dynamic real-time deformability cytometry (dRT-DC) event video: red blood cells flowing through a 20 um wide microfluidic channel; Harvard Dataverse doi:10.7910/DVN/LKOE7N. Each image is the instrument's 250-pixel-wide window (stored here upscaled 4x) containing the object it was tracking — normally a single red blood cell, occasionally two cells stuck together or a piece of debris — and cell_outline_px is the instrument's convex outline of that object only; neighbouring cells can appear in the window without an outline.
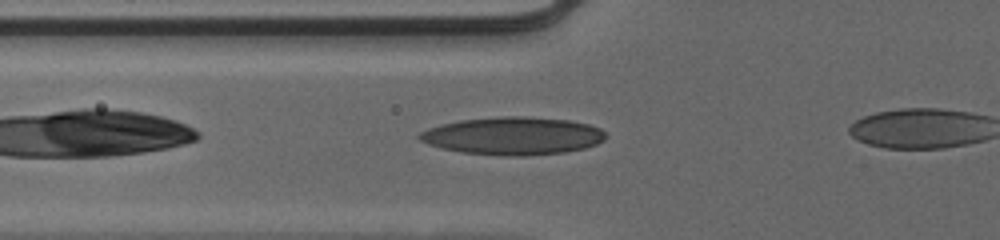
{"species": "human", "species_latin": "Homo sapiens", "temperature_condition": "cold", "stored_images_in_passage": 32, "camera_frame_rate_fps": 3000, "um_per_image_px": 0.085, "donor": {"sex": "male"}, "frame": {"image": 1, "passage_image": 6, "time_ms": 1.667, "image_size_px": [1000, 240], "cell_outline_px": [[608, 136], [604, 140], [596, 144], [584, 148], [564, 152], [524, 156], [504, 156], [460, 152], [428, 144], [420, 140], [416, 136], [420, 132], [428, 128], [440, 124], [460, 120], [504, 116], [524, 116], [568, 120], [588, 124], [600, 128]], "centroid_in_image_um": [43.59, 11.55], "position_along_channel_um": 82.2, "area_um2": 41.04}}
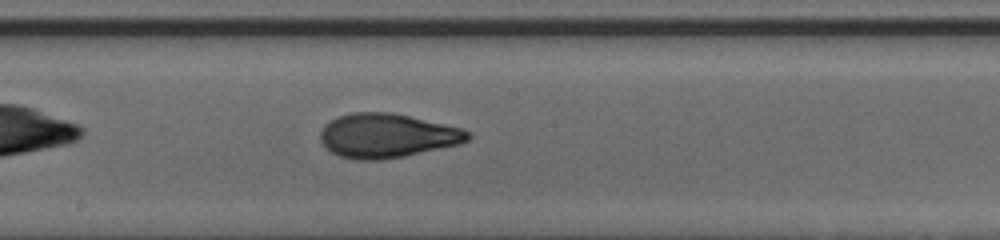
{"frame": {"image": 2, "passage_image": 16, "time_ms": 5.0, "image_size_px": [1000, 240], "cell_outline_px": [[472, 136], [468, 140], [460, 144], [404, 156], [380, 160], [356, 160], [340, 156], [324, 148], [320, 140], [320, 132], [324, 124], [336, 116], [352, 112], [392, 112], [464, 128], [472, 132]], "centroid_in_image_um": [32.9, 11.52], "position_along_channel_um": 215.3, "area_um2": 38.44}}
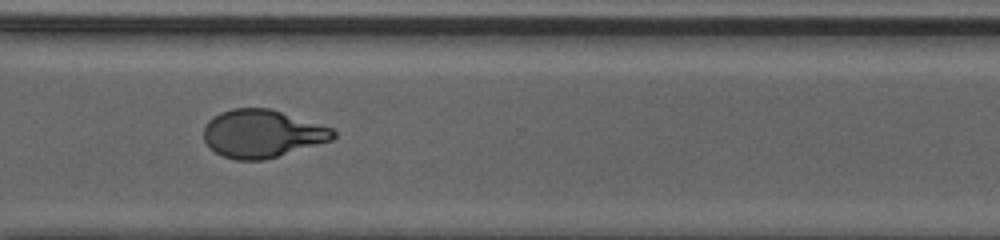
{"frame": {"image": 3, "passage_image": 26, "time_ms": 8.333, "image_size_px": [1000, 240], "cell_outline_px": [[336, 136], [332, 140], [264, 160], [236, 160], [224, 156], [216, 152], [204, 140], [204, 128], [208, 120], [220, 112], [232, 108], [268, 108], [332, 128], [336, 132]], "centroid_in_image_um": [22.27, 11.36], "position_along_channel_um": 348.3, "area_um2": 35.72}}